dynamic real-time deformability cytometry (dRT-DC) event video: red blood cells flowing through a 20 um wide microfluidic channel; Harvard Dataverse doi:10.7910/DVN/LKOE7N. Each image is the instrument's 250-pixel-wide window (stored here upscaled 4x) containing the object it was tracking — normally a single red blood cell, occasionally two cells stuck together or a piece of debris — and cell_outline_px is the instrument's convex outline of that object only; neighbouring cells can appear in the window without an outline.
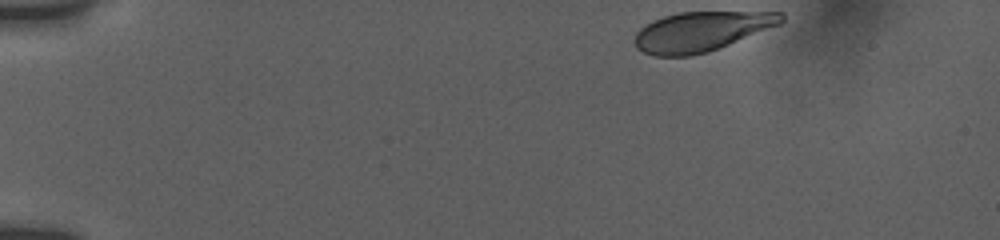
{"species": "human", "species_latin": "Homo sapiens", "temperature_condition": "room temperature", "stored_images_in_passage": 40, "camera_frame_rate_fps": 3000, "um_per_image_px": 0.085, "donor": {"sex": "female"}, "frame": {"image": 1, "passage_image": 1, "time_ms": 0.0, "image_size_px": [1000, 240], "cell_outline_px": [[784, 20], [780, 24], [720, 48], [708, 52], [692, 56], [652, 56], [636, 48], [636, 32], [640, 28], [652, 20], [664, 16], [680, 12], [784, 12]], "centroid_in_image_um": [59.6, 2.68], "position_along_channel_um": 25.4, "area_um2": 33.87}}
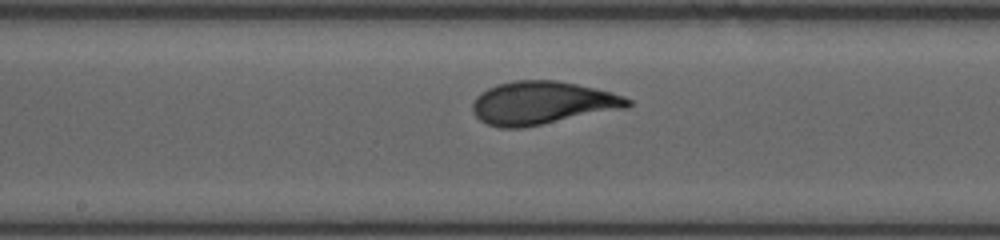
{"frame": {"image": 2, "passage_image": 23, "time_ms": 7.333, "image_size_px": [1000, 240], "cell_outline_px": [[632, 104], [628, 108], [524, 128], [500, 128], [488, 124], [480, 120], [472, 112], [472, 104], [476, 96], [480, 92], [496, 84], [516, 80], [556, 80], [576, 84], [612, 92], [624, 96], [632, 100]], "centroid_in_image_um": [46.09, 8.76], "position_along_channel_um": 202.1, "area_um2": 39.3}}
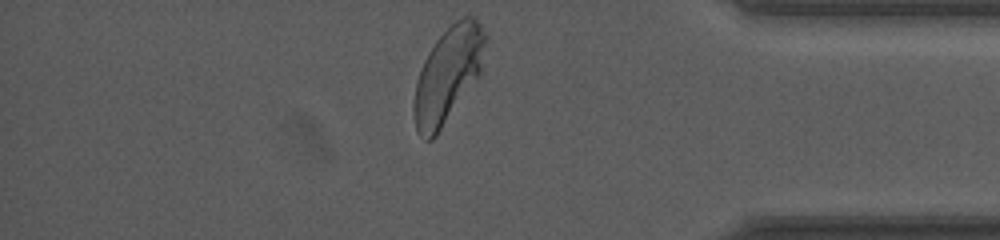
{"frame": {"image": 3, "passage_image": 40, "time_ms": 13.0, "image_size_px": [1000, 240], "cell_outline_px": [[488, 40], [480, 76], [436, 136], [432, 140], [424, 140], [420, 136], [416, 128], [412, 112], [412, 104], [416, 80], [420, 68], [428, 52], [436, 40], [456, 20], [464, 16], [472, 16], [480, 24], [488, 36]], "centroid_in_image_um": [38.08, 6.37], "position_along_channel_um": 397.1, "area_um2": 40.29}, "authors_computed_cell_mechanics": {"area_um2": 37.3388, "velocity_mm_per_s": 3.8146, "shape_relaxation_time_tau1_ms": 3.2506, "shape_relaxation_time_tau2_ms": null, "deformation_change_tau1": 0.1565, "deformation_change_tau2": null}}